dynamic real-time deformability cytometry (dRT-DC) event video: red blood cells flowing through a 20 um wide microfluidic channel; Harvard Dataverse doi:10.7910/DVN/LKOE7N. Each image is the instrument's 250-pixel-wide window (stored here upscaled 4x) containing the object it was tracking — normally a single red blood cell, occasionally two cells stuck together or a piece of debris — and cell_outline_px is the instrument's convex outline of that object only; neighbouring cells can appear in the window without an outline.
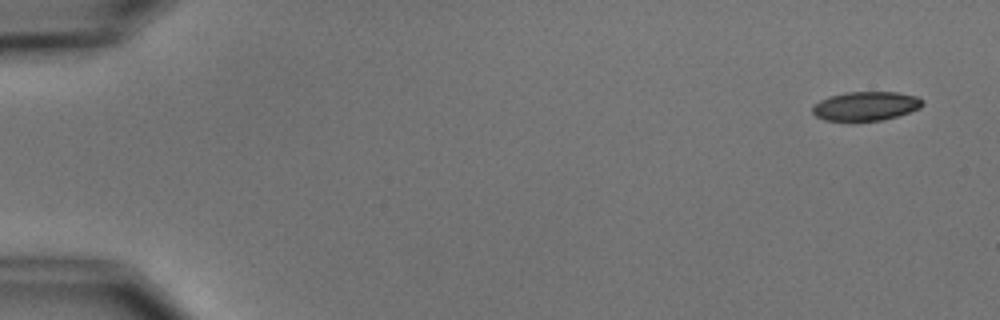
{"species": "common noctule bat (a hibernating species)", "species_latin": "Nyctalus noctula", "temperature_condition": "cold", "stored_images_in_passage": 6, "segment_of_instrument_passage": [1, 2], "camera_frame_rate_fps": 3000, "um_per_image_px": 0.085, "animal": {"sex": "male", "body_mass_g": 15.6}, "frame": {"image": 1, "passage_image": 1, "time_ms": 0.0, "image_size_px": [1000, 320], "cell_outline_px": [[924, 104], [920, 108], [884, 120], [824, 120], [816, 116], [812, 112], [812, 108], [820, 100], [828, 96], [848, 92], [896, 92], [916, 96], [924, 100]], "centroid_in_image_um": [73.61, 9.0], "position_along_channel_um": 11.4, "area_um2": 18.44}}